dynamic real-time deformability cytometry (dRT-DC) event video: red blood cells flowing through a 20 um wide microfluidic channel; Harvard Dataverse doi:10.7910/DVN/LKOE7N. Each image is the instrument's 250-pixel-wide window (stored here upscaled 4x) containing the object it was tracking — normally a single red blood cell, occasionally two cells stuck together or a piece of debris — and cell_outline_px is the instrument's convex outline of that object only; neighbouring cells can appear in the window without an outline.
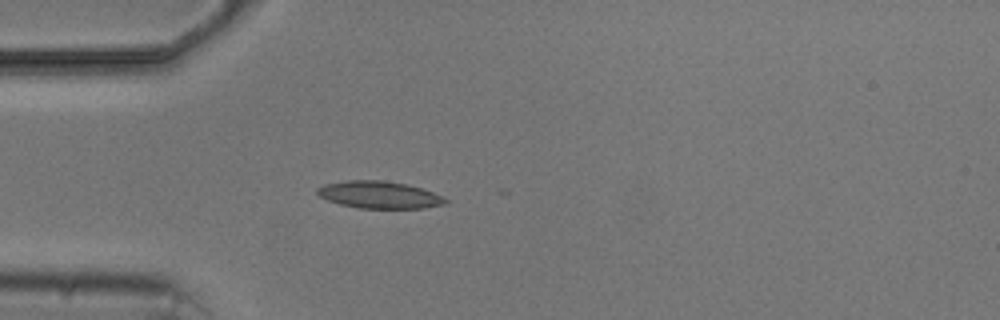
{"species": "common noctule bat (a hibernating species)", "species_latin": "Nyctalus noctula", "temperature_condition": "cold", "stored_images_in_passage": 2, "camera_frame_rate_fps": 3000, "um_per_image_px": 0.085, "animal": {"sex": "male", "body_mass_g": 20.5, "forearm_length_mm": 52.5}, "frame": {"image": 1, "passage_image": 2, "time_ms": 1.333, "image_size_px": [1000, 320], "cell_outline_px": [[448, 200], [444, 204], [424, 208], [360, 208], [340, 204], [328, 200], [320, 196], [316, 192], [316, 188], [324, 184], [344, 180], [380, 180], [408, 184], [432, 192]], "centroid_in_image_um": [32.19, 16.55], "position_along_channel_um": 52.8, "area_um2": 20.17}}